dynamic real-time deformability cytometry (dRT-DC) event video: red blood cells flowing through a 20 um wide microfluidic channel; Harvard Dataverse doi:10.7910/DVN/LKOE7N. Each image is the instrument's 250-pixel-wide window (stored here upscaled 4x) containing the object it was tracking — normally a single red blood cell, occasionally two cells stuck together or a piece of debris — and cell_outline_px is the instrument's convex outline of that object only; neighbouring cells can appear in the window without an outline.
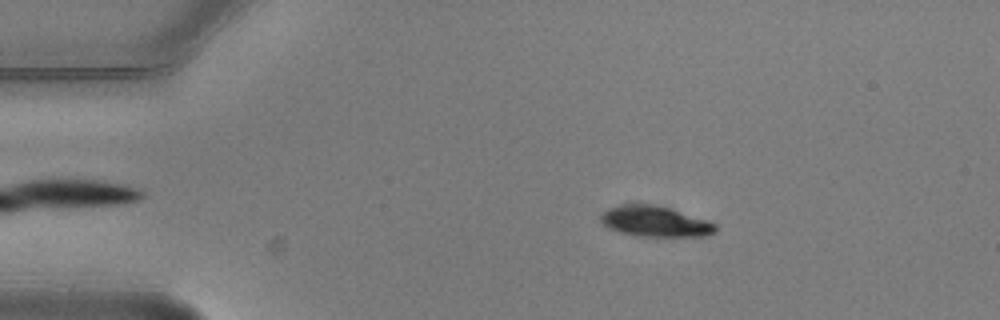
{"species": "common noctule bat (a hibernating species)", "species_latin": "Nyctalus noctula", "temperature_condition": "warm", "stored_images_in_passage": 8, "camera_frame_rate_fps": 3000, "um_per_image_px": 0.085, "animal": {"sex": "male", "body_mass_g": 20.5, "forearm_length_mm": 52.5}, "frame": {"image": 1, "passage_image": 2, "time_ms": 0.333, "image_size_px": [1000, 320], "cell_outline_px": [[716, 232], [708, 236], [636, 236], [620, 232], [608, 228], [600, 220], [600, 212], [608, 208], [620, 204], [652, 204], [672, 208], [708, 220], [716, 224]], "centroid_in_image_um": [55.68, 18.81], "position_along_channel_um": 29.3, "area_um2": 20.81}}
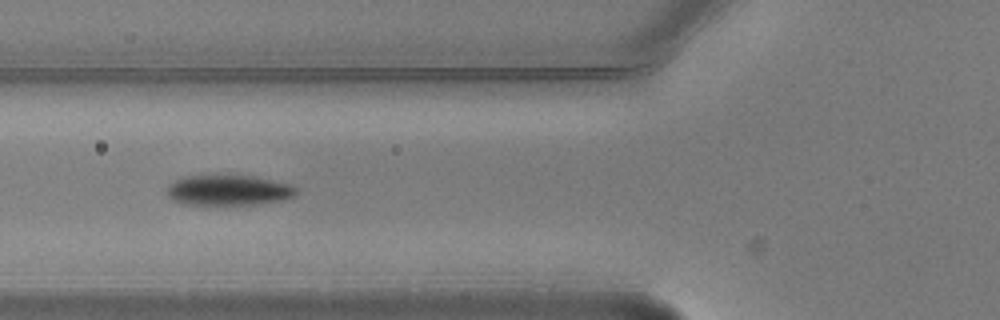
{"frame": {"image": 2, "passage_image": 5, "time_ms": 1.333, "image_size_px": [1000, 320], "cell_outline_px": [[296, 196], [284, 200], [260, 204], [180, 204], [172, 200], [168, 196], [168, 184], [184, 176], [216, 172], [252, 176], [288, 184], [296, 188]], "centroid_in_image_um": [19.37, 16.13], "position_along_channel_um": 106.4, "area_um2": 23.64}}
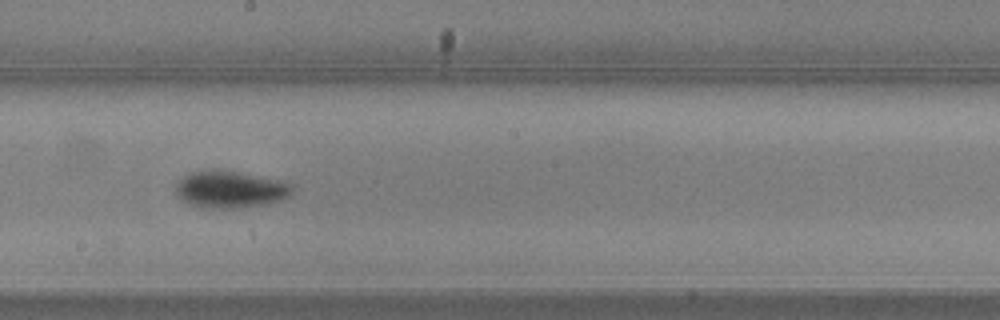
{"frame": {"image": 3, "passage_image": 8, "time_ms": 2.333, "image_size_px": [1000, 320], "cell_outline_px": [[292, 196], [284, 200], [264, 204], [236, 208], [200, 208], [188, 204], [180, 200], [176, 196], [176, 184], [188, 172], [208, 168], [224, 168], [280, 180], [292, 184]], "centroid_in_image_um": [19.54, 16.07], "position_along_channel_um": 228.7, "area_um2": 26.07}}